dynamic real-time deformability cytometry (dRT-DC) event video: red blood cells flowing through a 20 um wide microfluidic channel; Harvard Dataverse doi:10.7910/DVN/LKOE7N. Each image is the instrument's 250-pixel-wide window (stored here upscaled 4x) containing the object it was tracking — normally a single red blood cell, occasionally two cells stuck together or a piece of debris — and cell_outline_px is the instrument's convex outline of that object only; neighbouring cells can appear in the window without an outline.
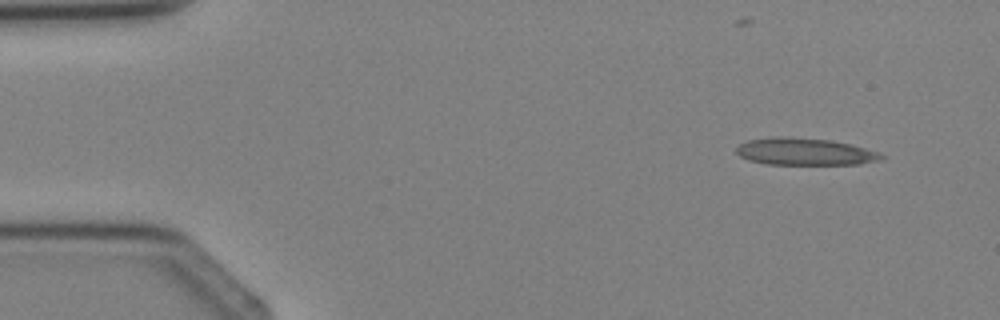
{"species": "Egyptian fruit bat (a non-hibernating species)", "species_latin": "Rousettus aegyptiacus", "temperature_condition": "cold", "stored_images_in_passage": 3, "camera_frame_rate_fps": 3000, "um_per_image_px": 0.085, "animal": {"sex": "female"}, "frame": {"image": 1, "passage_image": 1, "time_ms": 0.0, "image_size_px": [1000, 320], "cell_outline_px": [[888, 156], [884, 160], [860, 164], [768, 164], [748, 160], [740, 156], [736, 152], [736, 148], [740, 144], [748, 140], [772, 136], [784, 136], [828, 140], [848, 144], [880, 152]], "centroid_in_image_um": [68.44, 12.89], "position_along_channel_um": 16.6, "area_um2": 23.0}}
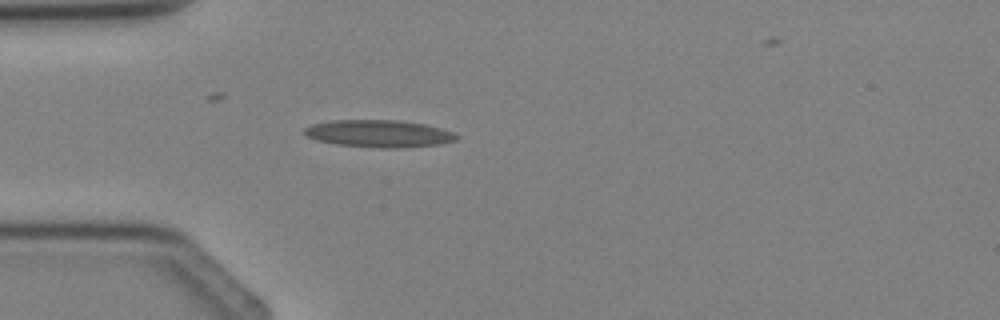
{"frame": {"image": 2, "passage_image": 3, "time_ms": 2.333, "image_size_px": [1000, 320], "cell_outline_px": [[460, 136], [456, 140], [440, 144], [404, 148], [384, 148], [336, 144], [316, 140], [300, 132], [304, 128], [312, 124], [332, 120], [400, 120], [424, 124], [440, 128], [452, 132]], "centroid_in_image_um": [32.2, 11.35], "position_along_channel_um": 52.8, "area_um2": 24.28}}